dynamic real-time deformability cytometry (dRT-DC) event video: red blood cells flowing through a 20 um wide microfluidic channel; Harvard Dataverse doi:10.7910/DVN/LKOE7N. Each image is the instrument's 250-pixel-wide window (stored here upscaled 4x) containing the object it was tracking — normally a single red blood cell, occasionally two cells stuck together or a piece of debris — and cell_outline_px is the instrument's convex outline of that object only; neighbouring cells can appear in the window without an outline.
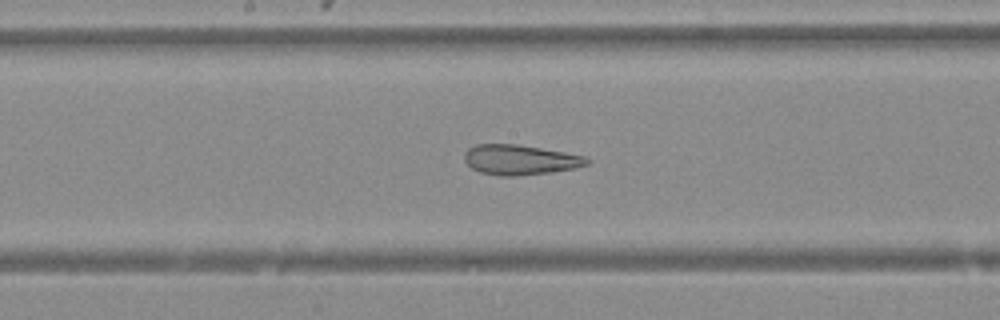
{"species": "Egyptian fruit bat (a non-hibernating species)", "species_latin": "Rousettus aegyptiacus", "temperature_condition": "warm", "stored_images_in_passage": 42, "camera_frame_rate_fps": 3000, "um_per_image_px": 0.085, "animal": {"sex": "female"}, "frame": {"image": 1, "passage_image": 18, "time_ms": 5.667, "image_size_px": [1000, 320], "cell_outline_px": [[592, 160], [588, 164], [576, 168], [552, 172], [516, 176], [500, 176], [480, 172], [472, 168], [464, 160], [464, 152], [468, 148], [476, 144], [516, 144], [564, 152], [584, 156]], "centroid_in_image_um": [44.2, 13.58], "position_along_channel_um": 204.0, "area_um2": 21.5}}
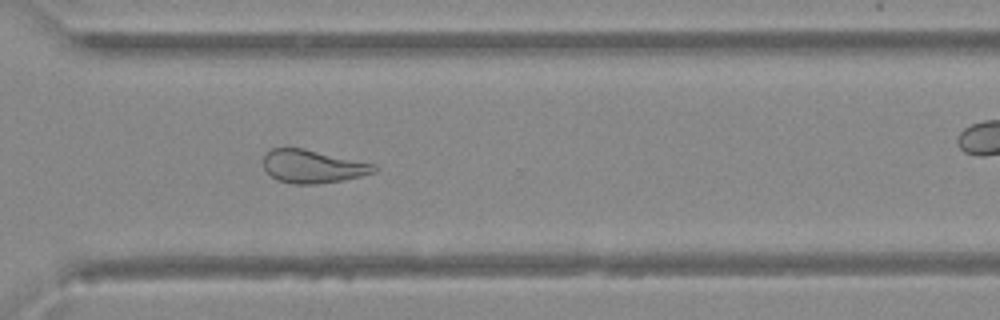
{"frame": {"image": 2, "passage_image": 28, "time_ms": 9.0, "image_size_px": [1000, 320], "cell_outline_px": [[380, 168], [376, 172], [360, 176], [340, 180], [316, 184], [292, 184], [280, 180], [272, 176], [264, 168], [264, 156], [272, 148], [304, 148], [376, 164]], "centroid_in_image_um": [26.63, 14.14], "position_along_channel_um": 344.0, "area_um2": 21.27}}
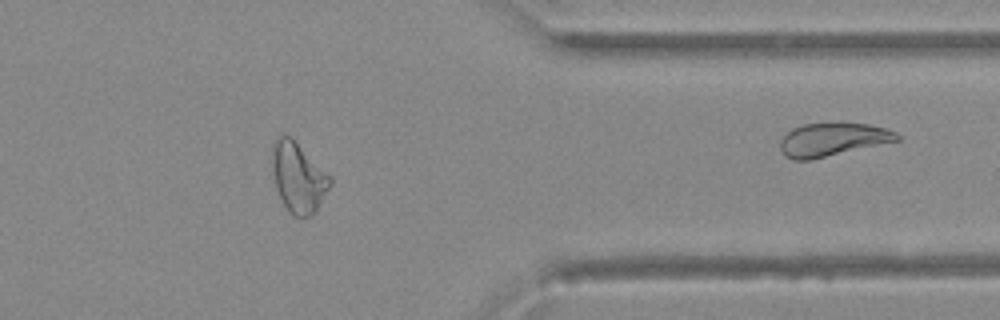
{"frame": {"image": 3, "passage_image": 32, "time_ms": 10.333, "image_size_px": [1000, 320], "cell_outline_px": [[332, 184], [316, 212], [312, 216], [300, 220], [292, 216], [288, 212], [276, 188], [272, 168], [272, 144], [280, 132], [292, 136], [332, 176]], "centroid_in_image_um": [25.37, 15.07], "position_along_channel_um": 386.0, "area_um2": 24.57}}